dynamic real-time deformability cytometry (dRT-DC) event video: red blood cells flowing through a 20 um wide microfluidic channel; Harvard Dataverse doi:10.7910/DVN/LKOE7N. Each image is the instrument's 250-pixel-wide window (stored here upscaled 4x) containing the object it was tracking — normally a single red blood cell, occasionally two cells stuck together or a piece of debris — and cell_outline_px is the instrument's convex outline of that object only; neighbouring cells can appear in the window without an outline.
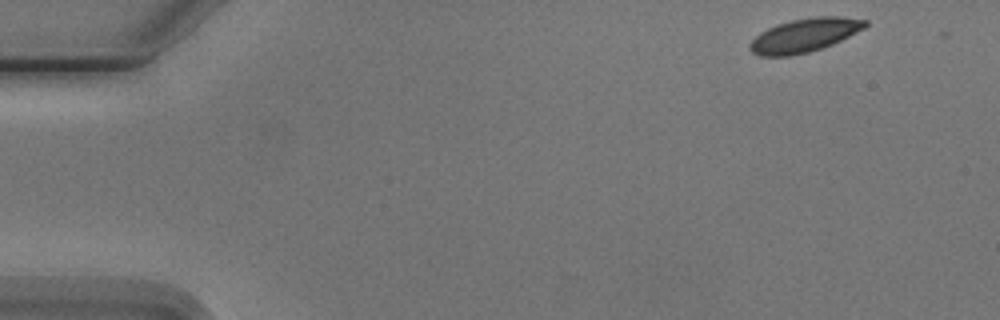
{"species": "Egyptian fruit bat (a non-hibernating species)", "species_latin": "Rousettus aegyptiacus", "temperature_condition": "cold", "stored_images_in_passage": 4, "camera_frame_rate_fps": 3000, "um_per_image_px": 0.085, "animal": {"sex": "male"}, "frame": {"image": 1, "passage_image": 1, "time_ms": 0.0, "image_size_px": [1000, 320], "cell_outline_px": [[868, 24], [864, 28], [832, 44], [808, 52], [792, 56], [760, 56], [752, 52], [748, 48], [748, 44], [760, 32], [776, 24], [792, 20], [812, 16], [844, 16], [868, 20]], "centroid_in_image_um": [68.36, 2.99], "position_along_channel_um": 16.6, "area_um2": 22.66}}
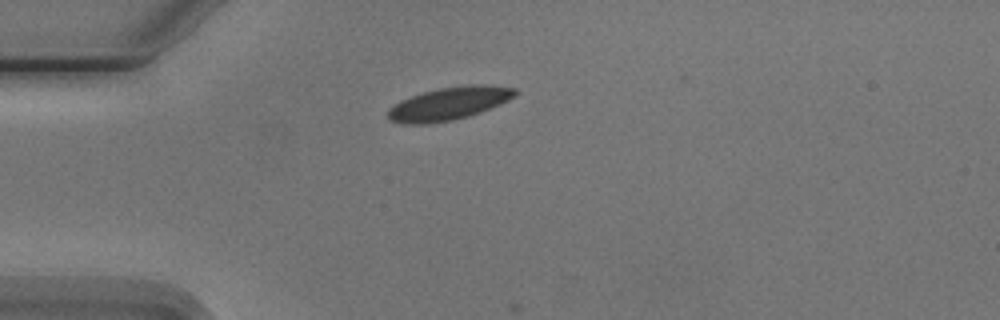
{"frame": {"image": 2, "passage_image": 3, "time_ms": 3.333, "image_size_px": [1000, 320], "cell_outline_px": [[520, 92], [516, 96], [508, 100], [480, 112], [468, 116], [452, 120], [424, 124], [404, 124], [388, 120], [388, 108], [392, 104], [400, 100], [424, 92], [440, 88], [468, 84], [492, 84], [516, 88]], "centroid_in_image_um": [38.18, 8.79], "position_along_channel_um": 46.8, "area_um2": 24.57}}